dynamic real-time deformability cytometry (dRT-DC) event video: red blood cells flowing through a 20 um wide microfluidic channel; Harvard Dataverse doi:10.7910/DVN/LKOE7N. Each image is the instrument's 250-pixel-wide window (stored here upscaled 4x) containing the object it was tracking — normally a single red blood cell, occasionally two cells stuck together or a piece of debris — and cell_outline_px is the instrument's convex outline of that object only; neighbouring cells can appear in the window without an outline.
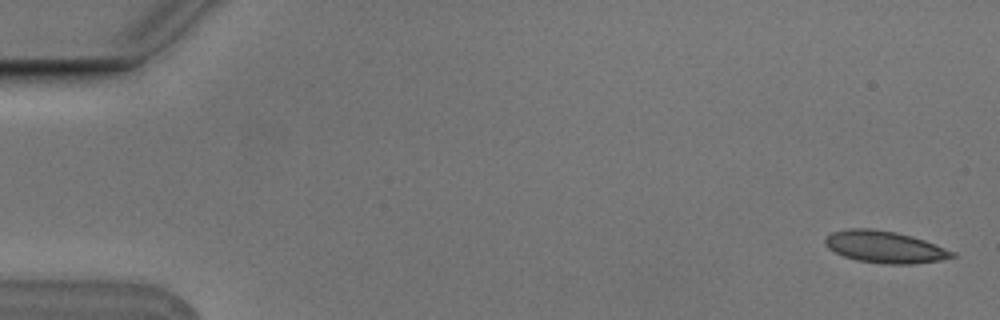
{"species": "Egyptian fruit bat (a non-hibernating species)", "species_latin": "Rousettus aegyptiacus", "temperature_condition": "cold", "stored_images_in_passage": 10, "camera_frame_rate_fps": 3000, "um_per_image_px": 0.085, "animal": {"sex": "male"}, "frame": {"image": 1, "passage_image": 1, "time_ms": 0.0, "image_size_px": [1000, 320], "cell_outline_px": [[956, 256], [940, 260], [912, 264], [884, 264], [856, 260], [844, 256], [828, 248], [824, 244], [824, 240], [832, 232], [848, 228], [868, 228], [896, 232], [912, 236], [924, 240], [956, 252]], "centroid_in_image_um": [75.2, 20.99], "position_along_channel_um": 9.8, "area_um2": 23.58}}
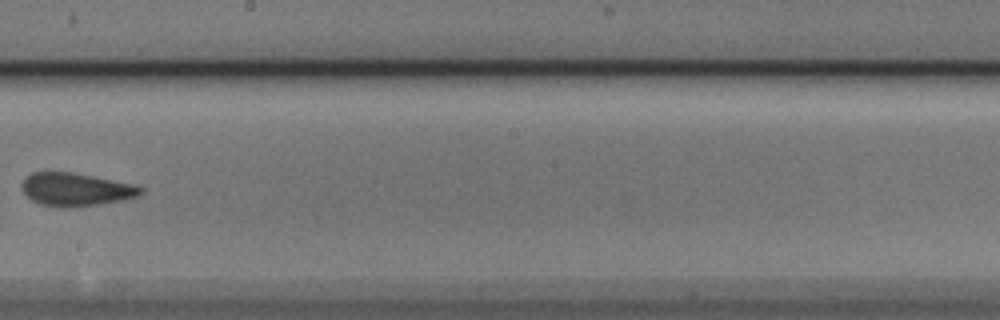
{"frame": {"image": 2, "passage_image": 9, "time_ms": 2.667, "image_size_px": [1000, 320], "cell_outline_px": [[144, 192], [140, 196], [100, 204], [68, 208], [60, 208], [40, 204], [32, 200], [24, 192], [20, 184], [32, 172], [72, 172], [132, 184], [144, 188]], "centroid_in_image_um": [6.45, 16.11], "position_along_channel_um": 241.8, "area_um2": 22.83}}
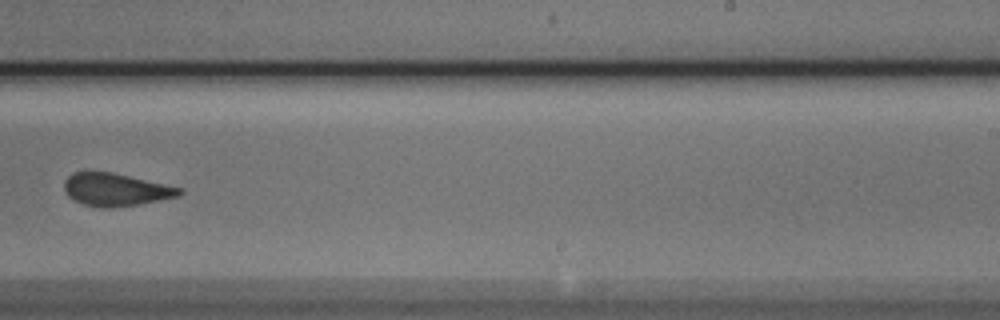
{"frame": {"image": 3, "passage_image": 10, "time_ms": 3.0, "image_size_px": [1000, 320], "cell_outline_px": [[184, 192], [180, 196], [160, 200], [112, 208], [104, 208], [84, 204], [68, 196], [64, 192], [64, 180], [72, 172], [112, 172], [184, 188]], "centroid_in_image_um": [9.86, 16.11], "position_along_channel_um": 279.1, "area_um2": 21.96}}